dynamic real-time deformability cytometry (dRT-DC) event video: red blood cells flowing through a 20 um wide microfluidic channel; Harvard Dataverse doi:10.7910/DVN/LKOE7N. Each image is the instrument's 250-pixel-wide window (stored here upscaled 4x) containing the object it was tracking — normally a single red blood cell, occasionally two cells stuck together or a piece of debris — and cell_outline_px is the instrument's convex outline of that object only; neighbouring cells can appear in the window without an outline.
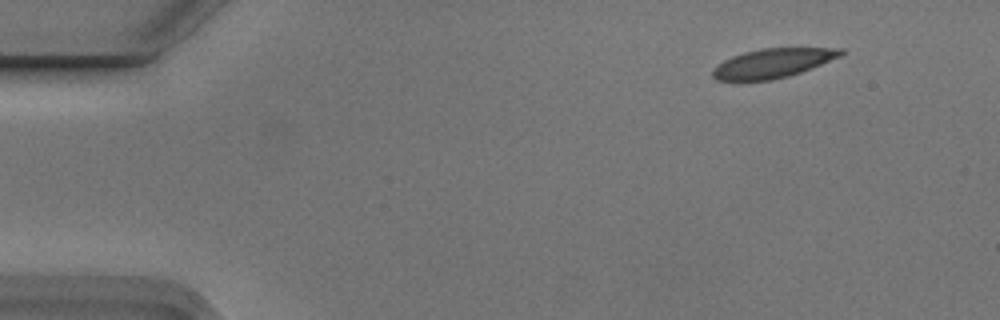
{"species": "Egyptian fruit bat (a non-hibernating species)", "species_latin": "Rousettus aegyptiacus", "temperature_condition": "cold", "stored_images_in_passage": 4, "camera_frame_rate_fps": 3000, "um_per_image_px": 0.085, "animal": {"sex": "male"}, "frame": {"image": 1, "passage_image": 1, "time_ms": 0.0, "image_size_px": [1000, 320], "cell_outline_px": [[844, 52], [840, 56], [812, 68], [788, 76], [772, 80], [716, 80], [712, 76], [712, 68], [716, 64], [732, 56], [744, 52], [760, 48], [844, 48]], "centroid_in_image_um": [65.65, 5.36], "position_along_channel_um": 19.3, "area_um2": 21.79}}
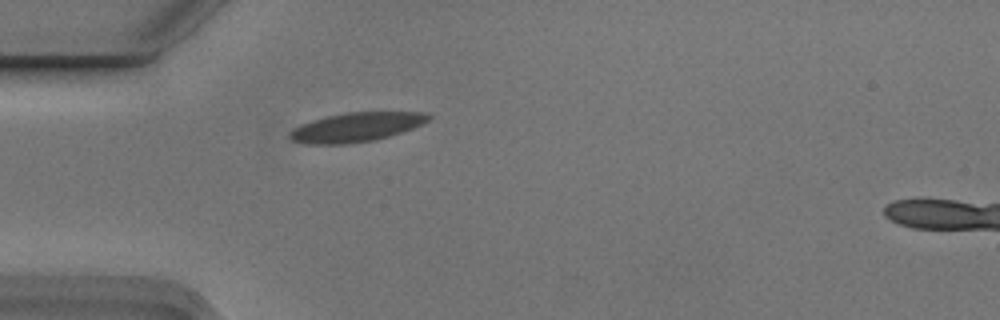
{"frame": {"image": 2, "passage_image": 4, "time_ms": 1.0, "image_size_px": [1000, 320], "cell_outline_px": [[432, 116], [428, 120], [412, 128], [376, 140], [344, 144], [308, 144], [292, 140], [288, 136], [288, 132], [292, 128], [300, 124], [312, 120], [344, 112], [428, 112]], "centroid_in_image_um": [30.24, 10.8], "position_along_channel_um": 54.8, "area_um2": 23.58}}